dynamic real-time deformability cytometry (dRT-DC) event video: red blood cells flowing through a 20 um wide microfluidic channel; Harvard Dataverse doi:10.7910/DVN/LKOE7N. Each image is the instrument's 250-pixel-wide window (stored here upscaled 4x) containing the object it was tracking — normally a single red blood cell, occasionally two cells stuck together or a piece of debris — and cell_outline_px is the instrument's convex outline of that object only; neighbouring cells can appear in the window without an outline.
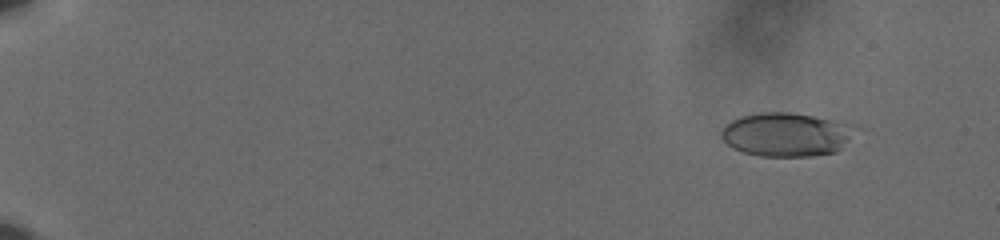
{"species": "human", "species_latin": "Homo sapiens", "temperature_condition": "cold", "stored_images_in_passage": 55, "camera_frame_rate_fps": 3000, "um_per_image_px": 0.085, "donor": {"sex": "male"}, "frame": {"image": 1, "passage_image": 1, "time_ms": 0.0, "image_size_px": [1000, 240], "cell_outline_px": [[848, 140], [836, 152], [812, 156], [760, 156], [744, 152], [732, 148], [720, 136], [720, 132], [724, 124], [740, 116], [760, 112], [788, 112], [812, 116], [832, 120], [848, 124]], "centroid_in_image_um": [66.69, 11.44], "position_along_channel_um": 18.3, "area_um2": 33.47}}
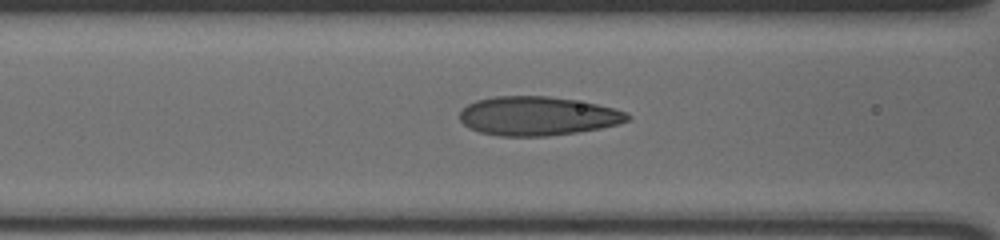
{"frame": {"image": 2, "passage_image": 23, "time_ms": 7.333, "image_size_px": [1000, 240], "cell_outline_px": [[632, 116], [628, 120], [620, 124], [600, 128], [576, 132], [548, 136], [500, 136], [480, 132], [468, 128], [460, 120], [460, 112], [468, 104], [476, 100], [492, 96], [548, 96], [596, 104], [612, 108], [624, 112]], "centroid_in_image_um": [45.67, 9.86], "position_along_channel_um": 120.9, "area_um2": 37.92}}
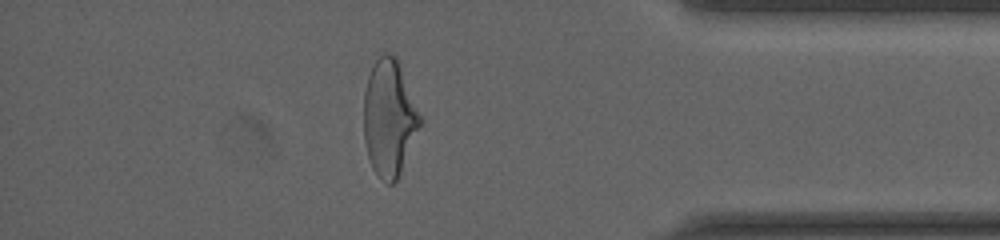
{"frame": {"image": 3, "passage_image": 48, "time_ms": 15.667, "image_size_px": [1000, 240], "cell_outline_px": [[424, 120], [400, 172], [396, 180], [392, 184], [388, 184], [372, 168], [368, 156], [364, 140], [364, 92], [368, 76], [376, 60], [384, 52], [388, 52], [396, 56]], "centroid_in_image_um": [33.1, 10.0], "position_along_channel_um": 402.1, "area_um2": 38.26}, "authors_computed_cell_mechanics": {"area_um2": 36.5296, "velocity_mm_per_s": 3.6377, "shape_relaxation_time_tau1_ms": 6.3935, "shape_relaxation_time_tau2_ms": 0.9464, "deformation_change_tau1": 0.2076, "deformation_change_tau2": 0.0934}}